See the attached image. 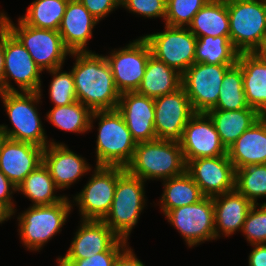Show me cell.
I'll return each instance as SVG.
<instances>
[{
	"instance_id": "1",
	"label": "cell",
	"mask_w": 266,
	"mask_h": 266,
	"mask_svg": "<svg viewBox=\"0 0 266 266\" xmlns=\"http://www.w3.org/2000/svg\"><path fill=\"white\" fill-rule=\"evenodd\" d=\"M70 55L75 57L71 71L77 101L91 111L115 110L121 94L105 55L95 51L72 52Z\"/></svg>"
},
{
	"instance_id": "2",
	"label": "cell",
	"mask_w": 266,
	"mask_h": 266,
	"mask_svg": "<svg viewBox=\"0 0 266 266\" xmlns=\"http://www.w3.org/2000/svg\"><path fill=\"white\" fill-rule=\"evenodd\" d=\"M42 89L38 92H0V98L11 121L13 128L0 124V128L7 135L8 139L21 142H29L45 148L50 143L59 142L48 140L37 109L42 98Z\"/></svg>"
},
{
	"instance_id": "3",
	"label": "cell",
	"mask_w": 266,
	"mask_h": 266,
	"mask_svg": "<svg viewBox=\"0 0 266 266\" xmlns=\"http://www.w3.org/2000/svg\"><path fill=\"white\" fill-rule=\"evenodd\" d=\"M186 161L180 142L155 139L136 144L134 155L125 169L147 180H167L186 172Z\"/></svg>"
},
{
	"instance_id": "4",
	"label": "cell",
	"mask_w": 266,
	"mask_h": 266,
	"mask_svg": "<svg viewBox=\"0 0 266 266\" xmlns=\"http://www.w3.org/2000/svg\"><path fill=\"white\" fill-rule=\"evenodd\" d=\"M98 121L95 156L96 166L126 167L133 158L136 142L122 115L115 110L92 111L90 131Z\"/></svg>"
},
{
	"instance_id": "5",
	"label": "cell",
	"mask_w": 266,
	"mask_h": 266,
	"mask_svg": "<svg viewBox=\"0 0 266 266\" xmlns=\"http://www.w3.org/2000/svg\"><path fill=\"white\" fill-rule=\"evenodd\" d=\"M73 209L70 198L52 205L30 206L18 214V232L21 243L29 251H38L62 231Z\"/></svg>"
},
{
	"instance_id": "6",
	"label": "cell",
	"mask_w": 266,
	"mask_h": 266,
	"mask_svg": "<svg viewBox=\"0 0 266 266\" xmlns=\"http://www.w3.org/2000/svg\"><path fill=\"white\" fill-rule=\"evenodd\" d=\"M229 38L239 53H254L266 41V0H226Z\"/></svg>"
},
{
	"instance_id": "7",
	"label": "cell",
	"mask_w": 266,
	"mask_h": 266,
	"mask_svg": "<svg viewBox=\"0 0 266 266\" xmlns=\"http://www.w3.org/2000/svg\"><path fill=\"white\" fill-rule=\"evenodd\" d=\"M145 181L125 170L117 186L109 213L102 220L120 239L129 240L146 201Z\"/></svg>"
},
{
	"instance_id": "8",
	"label": "cell",
	"mask_w": 266,
	"mask_h": 266,
	"mask_svg": "<svg viewBox=\"0 0 266 266\" xmlns=\"http://www.w3.org/2000/svg\"><path fill=\"white\" fill-rule=\"evenodd\" d=\"M5 14L0 11V22L20 41L43 72L63 67L71 52L64 46L58 31L29 26L20 18L15 25Z\"/></svg>"
},
{
	"instance_id": "9",
	"label": "cell",
	"mask_w": 266,
	"mask_h": 266,
	"mask_svg": "<svg viewBox=\"0 0 266 266\" xmlns=\"http://www.w3.org/2000/svg\"><path fill=\"white\" fill-rule=\"evenodd\" d=\"M125 170L121 166H95L89 181L71 200L73 206L79 207L81 220L105 218L112 206L117 179Z\"/></svg>"
},
{
	"instance_id": "10",
	"label": "cell",
	"mask_w": 266,
	"mask_h": 266,
	"mask_svg": "<svg viewBox=\"0 0 266 266\" xmlns=\"http://www.w3.org/2000/svg\"><path fill=\"white\" fill-rule=\"evenodd\" d=\"M4 73L2 92H38L42 88V69L34 62L26 48L3 25ZM14 80L15 88L11 80Z\"/></svg>"
},
{
	"instance_id": "11",
	"label": "cell",
	"mask_w": 266,
	"mask_h": 266,
	"mask_svg": "<svg viewBox=\"0 0 266 266\" xmlns=\"http://www.w3.org/2000/svg\"><path fill=\"white\" fill-rule=\"evenodd\" d=\"M164 31L146 34L151 54L181 75L195 63L197 37L184 27L164 25Z\"/></svg>"
},
{
	"instance_id": "12",
	"label": "cell",
	"mask_w": 266,
	"mask_h": 266,
	"mask_svg": "<svg viewBox=\"0 0 266 266\" xmlns=\"http://www.w3.org/2000/svg\"><path fill=\"white\" fill-rule=\"evenodd\" d=\"M165 218L181 234L189 248L216 240L213 198L171 209Z\"/></svg>"
},
{
	"instance_id": "13",
	"label": "cell",
	"mask_w": 266,
	"mask_h": 266,
	"mask_svg": "<svg viewBox=\"0 0 266 266\" xmlns=\"http://www.w3.org/2000/svg\"><path fill=\"white\" fill-rule=\"evenodd\" d=\"M232 65L194 63L182 74V87L195 113H207L216 106L224 74Z\"/></svg>"
},
{
	"instance_id": "14",
	"label": "cell",
	"mask_w": 266,
	"mask_h": 266,
	"mask_svg": "<svg viewBox=\"0 0 266 266\" xmlns=\"http://www.w3.org/2000/svg\"><path fill=\"white\" fill-rule=\"evenodd\" d=\"M151 55L148 42L140 36L123 48L111 50L105 56L120 94L137 91Z\"/></svg>"
},
{
	"instance_id": "15",
	"label": "cell",
	"mask_w": 266,
	"mask_h": 266,
	"mask_svg": "<svg viewBox=\"0 0 266 266\" xmlns=\"http://www.w3.org/2000/svg\"><path fill=\"white\" fill-rule=\"evenodd\" d=\"M154 108L156 137L180 142L187 122L195 114L185 89L154 98Z\"/></svg>"
},
{
	"instance_id": "16",
	"label": "cell",
	"mask_w": 266,
	"mask_h": 266,
	"mask_svg": "<svg viewBox=\"0 0 266 266\" xmlns=\"http://www.w3.org/2000/svg\"><path fill=\"white\" fill-rule=\"evenodd\" d=\"M186 172L206 197L235 190L236 170L227 154L190 160Z\"/></svg>"
},
{
	"instance_id": "17",
	"label": "cell",
	"mask_w": 266,
	"mask_h": 266,
	"mask_svg": "<svg viewBox=\"0 0 266 266\" xmlns=\"http://www.w3.org/2000/svg\"><path fill=\"white\" fill-rule=\"evenodd\" d=\"M180 145L186 164L193 159L227 154V149L207 113H195L191 117L184 128Z\"/></svg>"
},
{
	"instance_id": "18",
	"label": "cell",
	"mask_w": 266,
	"mask_h": 266,
	"mask_svg": "<svg viewBox=\"0 0 266 266\" xmlns=\"http://www.w3.org/2000/svg\"><path fill=\"white\" fill-rule=\"evenodd\" d=\"M42 163L60 190L70 188L84 174L87 175L92 170V166L85 157L74 153L65 143L61 142L59 144L50 143L44 148Z\"/></svg>"
},
{
	"instance_id": "19",
	"label": "cell",
	"mask_w": 266,
	"mask_h": 266,
	"mask_svg": "<svg viewBox=\"0 0 266 266\" xmlns=\"http://www.w3.org/2000/svg\"><path fill=\"white\" fill-rule=\"evenodd\" d=\"M116 109L122 115L136 143L157 139L154 126V98L136 91L122 93Z\"/></svg>"
},
{
	"instance_id": "20",
	"label": "cell",
	"mask_w": 266,
	"mask_h": 266,
	"mask_svg": "<svg viewBox=\"0 0 266 266\" xmlns=\"http://www.w3.org/2000/svg\"><path fill=\"white\" fill-rule=\"evenodd\" d=\"M43 150L35 144L7 138L0 151V171L18 187L42 163Z\"/></svg>"
},
{
	"instance_id": "21",
	"label": "cell",
	"mask_w": 266,
	"mask_h": 266,
	"mask_svg": "<svg viewBox=\"0 0 266 266\" xmlns=\"http://www.w3.org/2000/svg\"><path fill=\"white\" fill-rule=\"evenodd\" d=\"M71 245L57 259H86L106 252L119 237L102 220H80Z\"/></svg>"
},
{
	"instance_id": "22",
	"label": "cell",
	"mask_w": 266,
	"mask_h": 266,
	"mask_svg": "<svg viewBox=\"0 0 266 266\" xmlns=\"http://www.w3.org/2000/svg\"><path fill=\"white\" fill-rule=\"evenodd\" d=\"M99 21L83 6L79 0H68L62 18L59 34L64 46L72 52L91 51L87 48L93 29Z\"/></svg>"
},
{
	"instance_id": "23",
	"label": "cell",
	"mask_w": 266,
	"mask_h": 266,
	"mask_svg": "<svg viewBox=\"0 0 266 266\" xmlns=\"http://www.w3.org/2000/svg\"><path fill=\"white\" fill-rule=\"evenodd\" d=\"M213 198L215 237L220 239L242 231L246 216L253 205L236 189ZM222 234V235H221Z\"/></svg>"
},
{
	"instance_id": "24",
	"label": "cell",
	"mask_w": 266,
	"mask_h": 266,
	"mask_svg": "<svg viewBox=\"0 0 266 266\" xmlns=\"http://www.w3.org/2000/svg\"><path fill=\"white\" fill-rule=\"evenodd\" d=\"M235 170L249 165L266 164V116L243 132L227 149Z\"/></svg>"
},
{
	"instance_id": "25",
	"label": "cell",
	"mask_w": 266,
	"mask_h": 266,
	"mask_svg": "<svg viewBox=\"0 0 266 266\" xmlns=\"http://www.w3.org/2000/svg\"><path fill=\"white\" fill-rule=\"evenodd\" d=\"M243 88L249 107L266 116V64L255 53H239Z\"/></svg>"
},
{
	"instance_id": "26",
	"label": "cell",
	"mask_w": 266,
	"mask_h": 266,
	"mask_svg": "<svg viewBox=\"0 0 266 266\" xmlns=\"http://www.w3.org/2000/svg\"><path fill=\"white\" fill-rule=\"evenodd\" d=\"M181 87L182 75L151 55L136 92L147 97L156 98L173 93Z\"/></svg>"
},
{
	"instance_id": "27",
	"label": "cell",
	"mask_w": 266,
	"mask_h": 266,
	"mask_svg": "<svg viewBox=\"0 0 266 266\" xmlns=\"http://www.w3.org/2000/svg\"><path fill=\"white\" fill-rule=\"evenodd\" d=\"M207 114L212 119L226 149L262 117L257 110L251 107L241 110H209Z\"/></svg>"
},
{
	"instance_id": "28",
	"label": "cell",
	"mask_w": 266,
	"mask_h": 266,
	"mask_svg": "<svg viewBox=\"0 0 266 266\" xmlns=\"http://www.w3.org/2000/svg\"><path fill=\"white\" fill-rule=\"evenodd\" d=\"M188 29L197 37L229 36L226 0H209L193 17Z\"/></svg>"
},
{
	"instance_id": "29",
	"label": "cell",
	"mask_w": 266,
	"mask_h": 266,
	"mask_svg": "<svg viewBox=\"0 0 266 266\" xmlns=\"http://www.w3.org/2000/svg\"><path fill=\"white\" fill-rule=\"evenodd\" d=\"M162 182L164 189L159 206L164 215L171 209L194 204L204 197L199 186L187 172Z\"/></svg>"
},
{
	"instance_id": "30",
	"label": "cell",
	"mask_w": 266,
	"mask_h": 266,
	"mask_svg": "<svg viewBox=\"0 0 266 266\" xmlns=\"http://www.w3.org/2000/svg\"><path fill=\"white\" fill-rule=\"evenodd\" d=\"M60 190L51 177L48 169L41 163L24 181L18 185L17 192L29 198L32 206L52 205L62 201L66 195L57 196ZM56 191V192H55Z\"/></svg>"
},
{
	"instance_id": "31",
	"label": "cell",
	"mask_w": 266,
	"mask_h": 266,
	"mask_svg": "<svg viewBox=\"0 0 266 266\" xmlns=\"http://www.w3.org/2000/svg\"><path fill=\"white\" fill-rule=\"evenodd\" d=\"M68 0H35L19 18L27 25L58 31Z\"/></svg>"
},
{
	"instance_id": "32",
	"label": "cell",
	"mask_w": 266,
	"mask_h": 266,
	"mask_svg": "<svg viewBox=\"0 0 266 266\" xmlns=\"http://www.w3.org/2000/svg\"><path fill=\"white\" fill-rule=\"evenodd\" d=\"M92 111L79 101L70 105L52 107L46 114V120L59 130L83 134L90 131Z\"/></svg>"
},
{
	"instance_id": "33",
	"label": "cell",
	"mask_w": 266,
	"mask_h": 266,
	"mask_svg": "<svg viewBox=\"0 0 266 266\" xmlns=\"http://www.w3.org/2000/svg\"><path fill=\"white\" fill-rule=\"evenodd\" d=\"M239 52L233 47L229 36H201L197 38L195 63L235 64Z\"/></svg>"
},
{
	"instance_id": "34",
	"label": "cell",
	"mask_w": 266,
	"mask_h": 266,
	"mask_svg": "<svg viewBox=\"0 0 266 266\" xmlns=\"http://www.w3.org/2000/svg\"><path fill=\"white\" fill-rule=\"evenodd\" d=\"M216 106L211 110H241L248 108L243 88V75L238 62L230 66L222 81Z\"/></svg>"
},
{
	"instance_id": "35",
	"label": "cell",
	"mask_w": 266,
	"mask_h": 266,
	"mask_svg": "<svg viewBox=\"0 0 266 266\" xmlns=\"http://www.w3.org/2000/svg\"><path fill=\"white\" fill-rule=\"evenodd\" d=\"M235 189L252 204H258L257 200L266 197V164L236 169Z\"/></svg>"
},
{
	"instance_id": "36",
	"label": "cell",
	"mask_w": 266,
	"mask_h": 266,
	"mask_svg": "<svg viewBox=\"0 0 266 266\" xmlns=\"http://www.w3.org/2000/svg\"><path fill=\"white\" fill-rule=\"evenodd\" d=\"M61 69L62 67L47 70L53 77L49 85V97L54 104L53 107L70 105L77 101L72 71L66 72Z\"/></svg>"
},
{
	"instance_id": "37",
	"label": "cell",
	"mask_w": 266,
	"mask_h": 266,
	"mask_svg": "<svg viewBox=\"0 0 266 266\" xmlns=\"http://www.w3.org/2000/svg\"><path fill=\"white\" fill-rule=\"evenodd\" d=\"M209 0H166V17L163 22L174 27L188 28L196 13Z\"/></svg>"
},
{
	"instance_id": "38",
	"label": "cell",
	"mask_w": 266,
	"mask_h": 266,
	"mask_svg": "<svg viewBox=\"0 0 266 266\" xmlns=\"http://www.w3.org/2000/svg\"><path fill=\"white\" fill-rule=\"evenodd\" d=\"M241 232L250 245L266 244V202L251 206Z\"/></svg>"
},
{
	"instance_id": "39",
	"label": "cell",
	"mask_w": 266,
	"mask_h": 266,
	"mask_svg": "<svg viewBox=\"0 0 266 266\" xmlns=\"http://www.w3.org/2000/svg\"><path fill=\"white\" fill-rule=\"evenodd\" d=\"M129 242L118 239L106 252L86 259H57L61 266H113L116 258L129 246Z\"/></svg>"
},
{
	"instance_id": "40",
	"label": "cell",
	"mask_w": 266,
	"mask_h": 266,
	"mask_svg": "<svg viewBox=\"0 0 266 266\" xmlns=\"http://www.w3.org/2000/svg\"><path fill=\"white\" fill-rule=\"evenodd\" d=\"M120 7L145 18L166 17V0H120Z\"/></svg>"
},
{
	"instance_id": "41",
	"label": "cell",
	"mask_w": 266,
	"mask_h": 266,
	"mask_svg": "<svg viewBox=\"0 0 266 266\" xmlns=\"http://www.w3.org/2000/svg\"><path fill=\"white\" fill-rule=\"evenodd\" d=\"M15 192L17 187L0 171V207L10 215V219L16 213L13 200Z\"/></svg>"
},
{
	"instance_id": "42",
	"label": "cell",
	"mask_w": 266,
	"mask_h": 266,
	"mask_svg": "<svg viewBox=\"0 0 266 266\" xmlns=\"http://www.w3.org/2000/svg\"><path fill=\"white\" fill-rule=\"evenodd\" d=\"M83 6L98 20L104 18L120 7V0H79Z\"/></svg>"
},
{
	"instance_id": "43",
	"label": "cell",
	"mask_w": 266,
	"mask_h": 266,
	"mask_svg": "<svg viewBox=\"0 0 266 266\" xmlns=\"http://www.w3.org/2000/svg\"><path fill=\"white\" fill-rule=\"evenodd\" d=\"M254 249L249 253L248 266H266V244L251 245Z\"/></svg>"
},
{
	"instance_id": "44",
	"label": "cell",
	"mask_w": 266,
	"mask_h": 266,
	"mask_svg": "<svg viewBox=\"0 0 266 266\" xmlns=\"http://www.w3.org/2000/svg\"><path fill=\"white\" fill-rule=\"evenodd\" d=\"M113 266H145L128 246L115 260Z\"/></svg>"
},
{
	"instance_id": "45",
	"label": "cell",
	"mask_w": 266,
	"mask_h": 266,
	"mask_svg": "<svg viewBox=\"0 0 266 266\" xmlns=\"http://www.w3.org/2000/svg\"><path fill=\"white\" fill-rule=\"evenodd\" d=\"M3 73H4L3 24L0 22V92H2Z\"/></svg>"
},
{
	"instance_id": "46",
	"label": "cell",
	"mask_w": 266,
	"mask_h": 266,
	"mask_svg": "<svg viewBox=\"0 0 266 266\" xmlns=\"http://www.w3.org/2000/svg\"><path fill=\"white\" fill-rule=\"evenodd\" d=\"M254 53L266 64V41Z\"/></svg>"
},
{
	"instance_id": "47",
	"label": "cell",
	"mask_w": 266,
	"mask_h": 266,
	"mask_svg": "<svg viewBox=\"0 0 266 266\" xmlns=\"http://www.w3.org/2000/svg\"><path fill=\"white\" fill-rule=\"evenodd\" d=\"M10 219V215L0 207V224L4 223L5 221H8Z\"/></svg>"
},
{
	"instance_id": "48",
	"label": "cell",
	"mask_w": 266,
	"mask_h": 266,
	"mask_svg": "<svg viewBox=\"0 0 266 266\" xmlns=\"http://www.w3.org/2000/svg\"><path fill=\"white\" fill-rule=\"evenodd\" d=\"M7 135L3 132V130L0 128V151L3 146V143L6 141Z\"/></svg>"
}]
</instances>
